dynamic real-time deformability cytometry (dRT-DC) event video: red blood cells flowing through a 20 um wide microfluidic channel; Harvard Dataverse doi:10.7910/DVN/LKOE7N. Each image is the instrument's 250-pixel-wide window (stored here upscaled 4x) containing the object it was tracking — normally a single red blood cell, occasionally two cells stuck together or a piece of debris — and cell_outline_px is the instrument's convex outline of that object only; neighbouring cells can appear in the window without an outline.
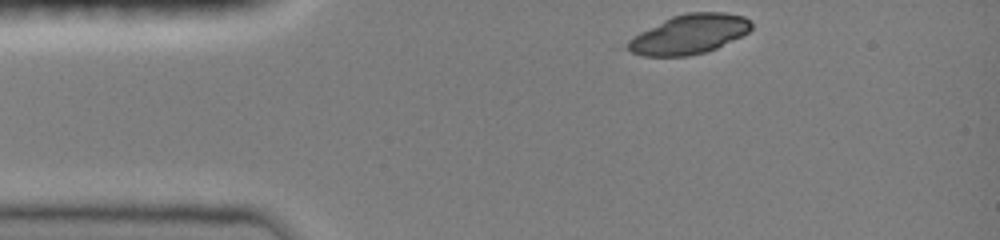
{"species": "common noctule bat (a hibernating species)", "species_latin": "Nyctalus noctula", "temperature_condition": "room temperature", "stored_images_in_passage": 14, "camera_frame_rate_fps": 3000, "um_per_image_px": 0.085, "animal": {"sex": "female", "body_mass_g": 19.0, "forearm_length_mm": 51.5}, "frame": {"image": 1, "passage_image": 1, "time_ms": 0.0, "image_size_px": [1000, 240], "cell_outline_px": [[752, 28], [748, 32], [716, 48], [704, 52], [688, 56], [644, 56], [632, 52], [624, 48], [628, 40], [632, 36], [672, 16], [688, 12], [724, 12], [744, 16], [752, 24]], "centroid_in_image_um": [58.55, 2.91], "position_along_channel_um": 26.5, "area_um2": 28.26}}